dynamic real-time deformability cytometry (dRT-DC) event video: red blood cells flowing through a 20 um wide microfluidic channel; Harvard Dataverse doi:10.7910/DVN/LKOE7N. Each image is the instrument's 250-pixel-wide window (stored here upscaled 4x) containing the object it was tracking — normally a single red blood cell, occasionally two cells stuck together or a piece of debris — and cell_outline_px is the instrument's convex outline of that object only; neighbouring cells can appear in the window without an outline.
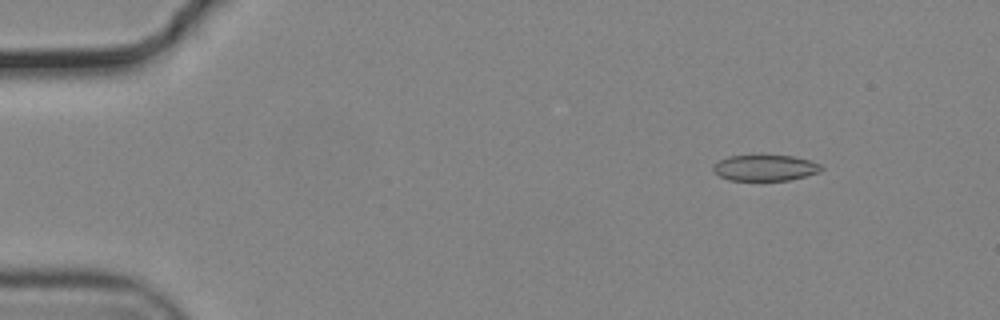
{"species": "common noctule bat (a hibernating species)", "species_latin": "Nyctalus noctula", "temperature_condition": "cold", "stored_images_in_passage": 56, "camera_frame_rate_fps": 3000, "um_per_image_px": 0.085, "animal": {"sex": "male", "body_mass_g": 19.2, "forearm_length_mm": 51.8}, "frame": {"image": 1, "passage_image": 7, "time_ms": 2.0, "image_size_px": [1000, 320], "cell_outline_px": [[824, 168], [820, 172], [788, 180], [728, 180], [712, 172], [712, 168], [720, 160], [728, 156], [792, 156], [808, 160], [820, 164]], "centroid_in_image_um": [65.02, 14.27], "position_along_channel_um": 20.0, "area_um2": 16.13}}
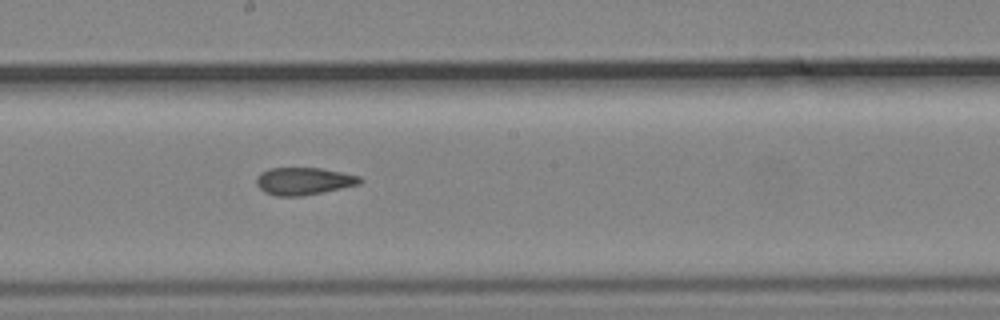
{"frame": {"image": 2, "passage_image": 31, "time_ms": 10.0, "image_size_px": [1000, 320], "cell_outline_px": [[364, 180], [360, 184], [300, 196], [276, 196], [264, 192], [256, 184], [256, 176], [260, 172], [268, 168], [320, 168], [360, 176]], "centroid_in_image_um": [25.78, 15.39], "position_along_channel_um": 222.4, "area_um2": 16.47}}
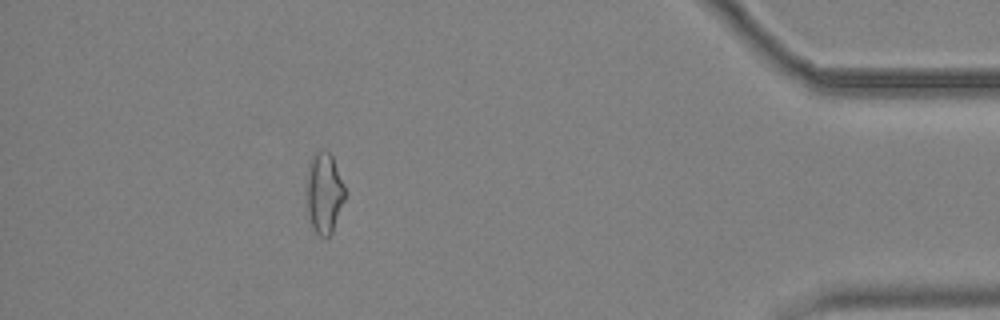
{"frame": {"image": 3, "passage_image": 50, "time_ms": 16.333, "image_size_px": [1000, 320], "cell_outline_px": [[344, 200], [332, 232], [328, 236], [320, 236], [312, 228], [308, 216], [304, 188], [308, 160], [312, 152], [324, 148], [328, 148], [332, 156], [344, 184]], "centroid_in_image_um": [27.48, 16.3], "position_along_channel_um": 407.7, "area_um2": 18.84}, "authors_computed_cell_mechanics": {"area_um2": 17.2533, "velocity_mm_per_s": 3.7244, "shape_relaxation_time_tau1_ms": null, "shape_relaxation_time_tau2_ms": 1.9359, "deformation_change_tau1": null, "deformation_change_tau2": 0.08}}